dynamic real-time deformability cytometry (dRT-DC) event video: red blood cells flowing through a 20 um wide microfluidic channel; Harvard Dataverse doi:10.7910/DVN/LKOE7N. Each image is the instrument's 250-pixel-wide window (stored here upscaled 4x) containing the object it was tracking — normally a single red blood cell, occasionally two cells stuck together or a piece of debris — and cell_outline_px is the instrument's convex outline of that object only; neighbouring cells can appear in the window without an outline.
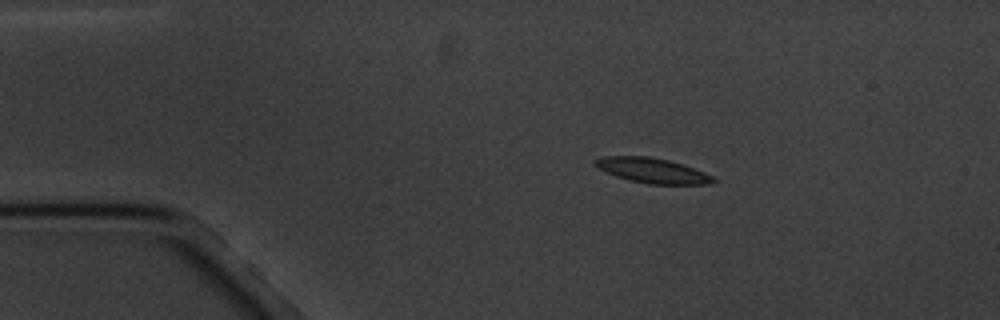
{"species": "common noctule bat (a hibernating species)", "species_latin": "Nyctalus noctula", "temperature_condition": "cold", "stored_images_in_passage": 6, "camera_frame_rate_fps": 3000, "um_per_image_px": 0.085, "animal": {"sex": "male", "body_mass_g": 20.1, "forearm_length_mm": 53.5}, "frame": {"image": 1, "passage_image": 2, "time_ms": 1.0, "image_size_px": [1000, 320], "cell_outline_px": [[716, 180], [708, 184], [648, 184], [628, 180], [616, 176], [592, 164], [592, 160], [600, 156], [648, 156], [668, 160], [684, 164], [704, 172], [712, 176]], "centroid_in_image_um": [55.41, 14.48], "position_along_channel_um": 29.6, "area_um2": 17.22}}
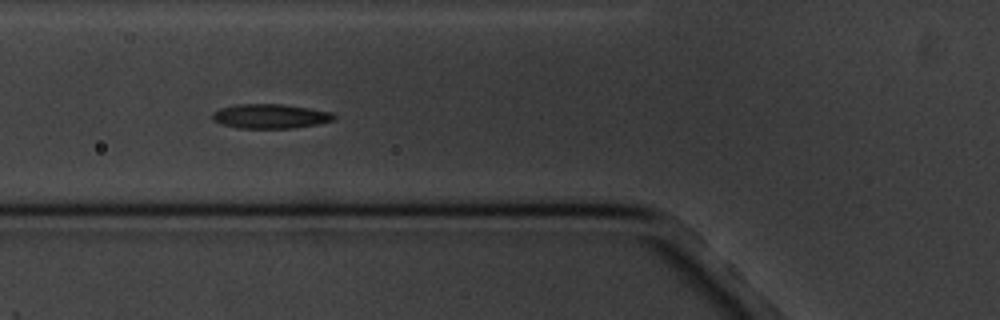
{"frame": {"image": 2, "passage_image": 5, "time_ms": 4.667, "image_size_px": [1000, 320], "cell_outline_px": [[336, 116], [332, 120], [316, 124], [292, 128], [236, 128], [220, 124], [212, 120], [212, 112], [220, 108], [236, 104], [280, 104], [308, 108], [332, 112]], "centroid_in_image_um": [22.91, 9.88], "position_along_channel_um": 102.9, "area_um2": 17.28}}
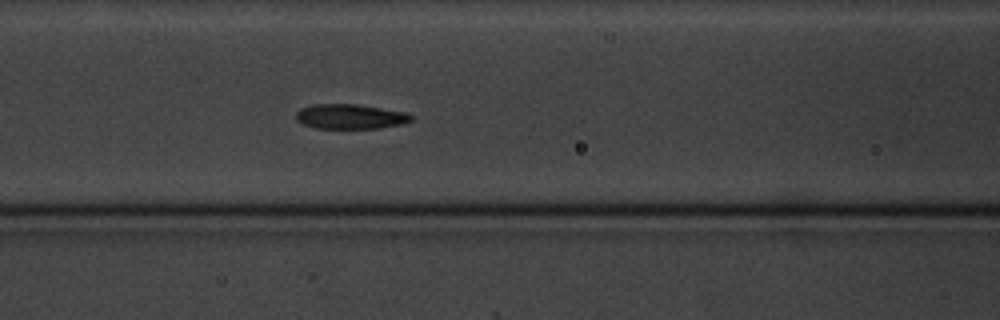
{"frame": {"image": 3, "passage_image": 6, "time_ms": 5.667, "image_size_px": [1000, 320], "cell_outline_px": [[412, 120], [404, 124], [380, 128], [316, 128], [304, 124], [296, 120], [296, 112], [300, 108], [312, 104], [356, 104], [404, 112], [412, 116]], "centroid_in_image_um": [29.75, 9.9], "position_along_channel_um": 136.9, "area_um2": 16.59}}